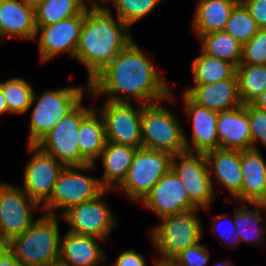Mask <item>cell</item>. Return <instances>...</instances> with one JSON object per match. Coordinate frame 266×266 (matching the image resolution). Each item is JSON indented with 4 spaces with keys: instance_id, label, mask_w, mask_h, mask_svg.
I'll return each instance as SVG.
<instances>
[{
    "instance_id": "obj_14",
    "label": "cell",
    "mask_w": 266,
    "mask_h": 266,
    "mask_svg": "<svg viewBox=\"0 0 266 266\" xmlns=\"http://www.w3.org/2000/svg\"><path fill=\"white\" fill-rule=\"evenodd\" d=\"M28 149L33 156L24 171L23 190L41 206L51 197L65 165L43 152L37 145H28Z\"/></svg>"
},
{
    "instance_id": "obj_1",
    "label": "cell",
    "mask_w": 266,
    "mask_h": 266,
    "mask_svg": "<svg viewBox=\"0 0 266 266\" xmlns=\"http://www.w3.org/2000/svg\"><path fill=\"white\" fill-rule=\"evenodd\" d=\"M134 40L89 82V93L108 94L106 101L139 104L173 101L168 83L157 73L151 61ZM124 94V96L122 95ZM125 97V98H124Z\"/></svg>"
},
{
    "instance_id": "obj_46",
    "label": "cell",
    "mask_w": 266,
    "mask_h": 266,
    "mask_svg": "<svg viewBox=\"0 0 266 266\" xmlns=\"http://www.w3.org/2000/svg\"><path fill=\"white\" fill-rule=\"evenodd\" d=\"M101 1V0H100ZM112 2L113 6L115 5V3L118 1V0H102V2Z\"/></svg>"
},
{
    "instance_id": "obj_30",
    "label": "cell",
    "mask_w": 266,
    "mask_h": 266,
    "mask_svg": "<svg viewBox=\"0 0 266 266\" xmlns=\"http://www.w3.org/2000/svg\"><path fill=\"white\" fill-rule=\"evenodd\" d=\"M236 75L243 105L253 103L266 90V65L239 64Z\"/></svg>"
},
{
    "instance_id": "obj_23",
    "label": "cell",
    "mask_w": 266,
    "mask_h": 266,
    "mask_svg": "<svg viewBox=\"0 0 266 266\" xmlns=\"http://www.w3.org/2000/svg\"><path fill=\"white\" fill-rule=\"evenodd\" d=\"M209 171L234 198L241 192V151L218 148L205 154Z\"/></svg>"
},
{
    "instance_id": "obj_45",
    "label": "cell",
    "mask_w": 266,
    "mask_h": 266,
    "mask_svg": "<svg viewBox=\"0 0 266 266\" xmlns=\"http://www.w3.org/2000/svg\"><path fill=\"white\" fill-rule=\"evenodd\" d=\"M219 265H222V266H232L229 262H220L219 264L216 263V266H219Z\"/></svg>"
},
{
    "instance_id": "obj_25",
    "label": "cell",
    "mask_w": 266,
    "mask_h": 266,
    "mask_svg": "<svg viewBox=\"0 0 266 266\" xmlns=\"http://www.w3.org/2000/svg\"><path fill=\"white\" fill-rule=\"evenodd\" d=\"M240 0H198L193 21L197 35L223 31L230 13Z\"/></svg>"
},
{
    "instance_id": "obj_33",
    "label": "cell",
    "mask_w": 266,
    "mask_h": 266,
    "mask_svg": "<svg viewBox=\"0 0 266 266\" xmlns=\"http://www.w3.org/2000/svg\"><path fill=\"white\" fill-rule=\"evenodd\" d=\"M259 29L248 9L239 1L231 11L223 31L231 35L241 45H244Z\"/></svg>"
},
{
    "instance_id": "obj_43",
    "label": "cell",
    "mask_w": 266,
    "mask_h": 266,
    "mask_svg": "<svg viewBox=\"0 0 266 266\" xmlns=\"http://www.w3.org/2000/svg\"><path fill=\"white\" fill-rule=\"evenodd\" d=\"M155 266H180L173 259L159 258L154 261Z\"/></svg>"
},
{
    "instance_id": "obj_12",
    "label": "cell",
    "mask_w": 266,
    "mask_h": 266,
    "mask_svg": "<svg viewBox=\"0 0 266 266\" xmlns=\"http://www.w3.org/2000/svg\"><path fill=\"white\" fill-rule=\"evenodd\" d=\"M103 118L106 140L136 149L142 146V104L135 109L131 102L106 101L100 112Z\"/></svg>"
},
{
    "instance_id": "obj_24",
    "label": "cell",
    "mask_w": 266,
    "mask_h": 266,
    "mask_svg": "<svg viewBox=\"0 0 266 266\" xmlns=\"http://www.w3.org/2000/svg\"><path fill=\"white\" fill-rule=\"evenodd\" d=\"M136 148L106 142L99 158L104 167L100 183L105 190H117L124 181L132 164Z\"/></svg>"
},
{
    "instance_id": "obj_38",
    "label": "cell",
    "mask_w": 266,
    "mask_h": 266,
    "mask_svg": "<svg viewBox=\"0 0 266 266\" xmlns=\"http://www.w3.org/2000/svg\"><path fill=\"white\" fill-rule=\"evenodd\" d=\"M260 29L266 28V0H240Z\"/></svg>"
},
{
    "instance_id": "obj_44",
    "label": "cell",
    "mask_w": 266,
    "mask_h": 266,
    "mask_svg": "<svg viewBox=\"0 0 266 266\" xmlns=\"http://www.w3.org/2000/svg\"><path fill=\"white\" fill-rule=\"evenodd\" d=\"M6 112H8V108H7L6 101H5V98L3 96V93L0 87V115Z\"/></svg>"
},
{
    "instance_id": "obj_40",
    "label": "cell",
    "mask_w": 266,
    "mask_h": 266,
    "mask_svg": "<svg viewBox=\"0 0 266 266\" xmlns=\"http://www.w3.org/2000/svg\"><path fill=\"white\" fill-rule=\"evenodd\" d=\"M226 218H229V216H227L226 214H221V215H218V217L212 222V224H214V225H212V230L211 231H215L217 228H216V224H219L218 223V221H222V220H224V219H226ZM230 224H231V227H232V230H231V228H229L228 230H226L224 233L222 232V234H221V239L222 240H226L229 236L228 235H231V234H233V238L235 237V240L237 241V242H239V241H241V239H240V236H239V234H238V232H237V230H236V228H235V224H234V220H233V218H231L230 217ZM234 230V231H233ZM233 232V233H232ZM231 233V234H230ZM232 237V236H231Z\"/></svg>"
},
{
    "instance_id": "obj_47",
    "label": "cell",
    "mask_w": 266,
    "mask_h": 266,
    "mask_svg": "<svg viewBox=\"0 0 266 266\" xmlns=\"http://www.w3.org/2000/svg\"><path fill=\"white\" fill-rule=\"evenodd\" d=\"M31 4L35 5L36 3L42 1V0H28Z\"/></svg>"
},
{
    "instance_id": "obj_21",
    "label": "cell",
    "mask_w": 266,
    "mask_h": 266,
    "mask_svg": "<svg viewBox=\"0 0 266 266\" xmlns=\"http://www.w3.org/2000/svg\"><path fill=\"white\" fill-rule=\"evenodd\" d=\"M0 27L4 37L35 40V6L28 0H0Z\"/></svg>"
},
{
    "instance_id": "obj_37",
    "label": "cell",
    "mask_w": 266,
    "mask_h": 266,
    "mask_svg": "<svg viewBox=\"0 0 266 266\" xmlns=\"http://www.w3.org/2000/svg\"><path fill=\"white\" fill-rule=\"evenodd\" d=\"M210 259L209 251L200 242L177 254L173 260L180 266H205Z\"/></svg>"
},
{
    "instance_id": "obj_42",
    "label": "cell",
    "mask_w": 266,
    "mask_h": 266,
    "mask_svg": "<svg viewBox=\"0 0 266 266\" xmlns=\"http://www.w3.org/2000/svg\"><path fill=\"white\" fill-rule=\"evenodd\" d=\"M252 104L260 109L266 110V90L261 93Z\"/></svg>"
},
{
    "instance_id": "obj_34",
    "label": "cell",
    "mask_w": 266,
    "mask_h": 266,
    "mask_svg": "<svg viewBox=\"0 0 266 266\" xmlns=\"http://www.w3.org/2000/svg\"><path fill=\"white\" fill-rule=\"evenodd\" d=\"M162 0H118L114 7L117 17L129 28L137 21L141 20Z\"/></svg>"
},
{
    "instance_id": "obj_15",
    "label": "cell",
    "mask_w": 266,
    "mask_h": 266,
    "mask_svg": "<svg viewBox=\"0 0 266 266\" xmlns=\"http://www.w3.org/2000/svg\"><path fill=\"white\" fill-rule=\"evenodd\" d=\"M83 14L63 19L50 25H36L39 37V54L41 62H45L60 53H75L80 40Z\"/></svg>"
},
{
    "instance_id": "obj_16",
    "label": "cell",
    "mask_w": 266,
    "mask_h": 266,
    "mask_svg": "<svg viewBox=\"0 0 266 266\" xmlns=\"http://www.w3.org/2000/svg\"><path fill=\"white\" fill-rule=\"evenodd\" d=\"M142 204L160 219L197 208L189 200L181 180L172 170L161 177L143 198Z\"/></svg>"
},
{
    "instance_id": "obj_13",
    "label": "cell",
    "mask_w": 266,
    "mask_h": 266,
    "mask_svg": "<svg viewBox=\"0 0 266 266\" xmlns=\"http://www.w3.org/2000/svg\"><path fill=\"white\" fill-rule=\"evenodd\" d=\"M107 191L111 190H104L96 198L75 205L60 216L70 225L68 232L106 241L116 224L113 213L102 199Z\"/></svg>"
},
{
    "instance_id": "obj_49",
    "label": "cell",
    "mask_w": 266,
    "mask_h": 266,
    "mask_svg": "<svg viewBox=\"0 0 266 266\" xmlns=\"http://www.w3.org/2000/svg\"><path fill=\"white\" fill-rule=\"evenodd\" d=\"M0 262H1V243H0Z\"/></svg>"
},
{
    "instance_id": "obj_39",
    "label": "cell",
    "mask_w": 266,
    "mask_h": 266,
    "mask_svg": "<svg viewBox=\"0 0 266 266\" xmlns=\"http://www.w3.org/2000/svg\"><path fill=\"white\" fill-rule=\"evenodd\" d=\"M113 266H147L144 256L134 250H126L115 260Z\"/></svg>"
},
{
    "instance_id": "obj_3",
    "label": "cell",
    "mask_w": 266,
    "mask_h": 266,
    "mask_svg": "<svg viewBox=\"0 0 266 266\" xmlns=\"http://www.w3.org/2000/svg\"><path fill=\"white\" fill-rule=\"evenodd\" d=\"M56 216L43 214L21 235L8 242L23 266H53L59 262L60 235Z\"/></svg>"
},
{
    "instance_id": "obj_8",
    "label": "cell",
    "mask_w": 266,
    "mask_h": 266,
    "mask_svg": "<svg viewBox=\"0 0 266 266\" xmlns=\"http://www.w3.org/2000/svg\"><path fill=\"white\" fill-rule=\"evenodd\" d=\"M161 102L142 105L141 129L143 148L177 155L186 151L184 132L179 120Z\"/></svg>"
},
{
    "instance_id": "obj_28",
    "label": "cell",
    "mask_w": 266,
    "mask_h": 266,
    "mask_svg": "<svg viewBox=\"0 0 266 266\" xmlns=\"http://www.w3.org/2000/svg\"><path fill=\"white\" fill-rule=\"evenodd\" d=\"M34 6L36 25H50L84 14L88 5L85 0H42Z\"/></svg>"
},
{
    "instance_id": "obj_27",
    "label": "cell",
    "mask_w": 266,
    "mask_h": 266,
    "mask_svg": "<svg viewBox=\"0 0 266 266\" xmlns=\"http://www.w3.org/2000/svg\"><path fill=\"white\" fill-rule=\"evenodd\" d=\"M195 84H210L232 78L236 74V66L228 61L205 54L195 57L190 64Z\"/></svg>"
},
{
    "instance_id": "obj_6",
    "label": "cell",
    "mask_w": 266,
    "mask_h": 266,
    "mask_svg": "<svg viewBox=\"0 0 266 266\" xmlns=\"http://www.w3.org/2000/svg\"><path fill=\"white\" fill-rule=\"evenodd\" d=\"M94 168L95 164L65 166L58 177L51 197L41 206L42 213L57 216L54 214L55 209L63 208L62 215L71 207L94 199L101 194L105 189L100 180L79 172Z\"/></svg>"
},
{
    "instance_id": "obj_7",
    "label": "cell",
    "mask_w": 266,
    "mask_h": 266,
    "mask_svg": "<svg viewBox=\"0 0 266 266\" xmlns=\"http://www.w3.org/2000/svg\"><path fill=\"white\" fill-rule=\"evenodd\" d=\"M198 208L162 218L151 228L153 245L163 259H173L186 248L200 242L202 225L196 215Z\"/></svg>"
},
{
    "instance_id": "obj_32",
    "label": "cell",
    "mask_w": 266,
    "mask_h": 266,
    "mask_svg": "<svg viewBox=\"0 0 266 266\" xmlns=\"http://www.w3.org/2000/svg\"><path fill=\"white\" fill-rule=\"evenodd\" d=\"M0 87L8 112L23 114L30 109L34 90L26 80L11 78L4 83L0 82Z\"/></svg>"
},
{
    "instance_id": "obj_10",
    "label": "cell",
    "mask_w": 266,
    "mask_h": 266,
    "mask_svg": "<svg viewBox=\"0 0 266 266\" xmlns=\"http://www.w3.org/2000/svg\"><path fill=\"white\" fill-rule=\"evenodd\" d=\"M42 209L21 187L0 183V243L23 234L35 221L32 210Z\"/></svg>"
},
{
    "instance_id": "obj_18",
    "label": "cell",
    "mask_w": 266,
    "mask_h": 266,
    "mask_svg": "<svg viewBox=\"0 0 266 266\" xmlns=\"http://www.w3.org/2000/svg\"><path fill=\"white\" fill-rule=\"evenodd\" d=\"M184 92L193 102L209 110L222 112L242 106L239 95L238 78H232L210 84H193Z\"/></svg>"
},
{
    "instance_id": "obj_2",
    "label": "cell",
    "mask_w": 266,
    "mask_h": 266,
    "mask_svg": "<svg viewBox=\"0 0 266 266\" xmlns=\"http://www.w3.org/2000/svg\"><path fill=\"white\" fill-rule=\"evenodd\" d=\"M96 1L87 6L75 58L88 71L89 82L133 40L130 28Z\"/></svg>"
},
{
    "instance_id": "obj_11",
    "label": "cell",
    "mask_w": 266,
    "mask_h": 266,
    "mask_svg": "<svg viewBox=\"0 0 266 266\" xmlns=\"http://www.w3.org/2000/svg\"><path fill=\"white\" fill-rule=\"evenodd\" d=\"M171 170L181 180L189 200L197 208H208L214 185L205 154L185 151L173 155Z\"/></svg>"
},
{
    "instance_id": "obj_36",
    "label": "cell",
    "mask_w": 266,
    "mask_h": 266,
    "mask_svg": "<svg viewBox=\"0 0 266 266\" xmlns=\"http://www.w3.org/2000/svg\"><path fill=\"white\" fill-rule=\"evenodd\" d=\"M249 116L250 131L252 138V149L258 150L256 145L259 140L266 146V110L251 104H246Z\"/></svg>"
},
{
    "instance_id": "obj_20",
    "label": "cell",
    "mask_w": 266,
    "mask_h": 266,
    "mask_svg": "<svg viewBox=\"0 0 266 266\" xmlns=\"http://www.w3.org/2000/svg\"><path fill=\"white\" fill-rule=\"evenodd\" d=\"M94 236L78 235L71 232L65 233L60 239V254L58 264L61 266H98L105 265L106 256L99 247Z\"/></svg>"
},
{
    "instance_id": "obj_4",
    "label": "cell",
    "mask_w": 266,
    "mask_h": 266,
    "mask_svg": "<svg viewBox=\"0 0 266 266\" xmlns=\"http://www.w3.org/2000/svg\"><path fill=\"white\" fill-rule=\"evenodd\" d=\"M82 101L50 130L36 145L65 166H87L78 145L81 122L94 110L85 108Z\"/></svg>"
},
{
    "instance_id": "obj_26",
    "label": "cell",
    "mask_w": 266,
    "mask_h": 266,
    "mask_svg": "<svg viewBox=\"0 0 266 266\" xmlns=\"http://www.w3.org/2000/svg\"><path fill=\"white\" fill-rule=\"evenodd\" d=\"M78 136V145L82 156L90 164H96V159L104 150L107 142L102 116L97 117L96 111L93 110L81 122Z\"/></svg>"
},
{
    "instance_id": "obj_48",
    "label": "cell",
    "mask_w": 266,
    "mask_h": 266,
    "mask_svg": "<svg viewBox=\"0 0 266 266\" xmlns=\"http://www.w3.org/2000/svg\"><path fill=\"white\" fill-rule=\"evenodd\" d=\"M3 37L4 36V34H3V32H2V30H1V27H0V37Z\"/></svg>"
},
{
    "instance_id": "obj_41",
    "label": "cell",
    "mask_w": 266,
    "mask_h": 266,
    "mask_svg": "<svg viewBox=\"0 0 266 266\" xmlns=\"http://www.w3.org/2000/svg\"><path fill=\"white\" fill-rule=\"evenodd\" d=\"M0 266H23L10 252L8 244L1 243Z\"/></svg>"
},
{
    "instance_id": "obj_5",
    "label": "cell",
    "mask_w": 266,
    "mask_h": 266,
    "mask_svg": "<svg viewBox=\"0 0 266 266\" xmlns=\"http://www.w3.org/2000/svg\"><path fill=\"white\" fill-rule=\"evenodd\" d=\"M82 98L81 86L46 90L39 97L34 93L31 106L36 103L31 114L28 145H36Z\"/></svg>"
},
{
    "instance_id": "obj_31",
    "label": "cell",
    "mask_w": 266,
    "mask_h": 266,
    "mask_svg": "<svg viewBox=\"0 0 266 266\" xmlns=\"http://www.w3.org/2000/svg\"><path fill=\"white\" fill-rule=\"evenodd\" d=\"M256 207L257 210L249 208L247 206H240L234 213L235 228L240 236L241 241L251 242L256 241V244H260L263 240L264 231L260 227V222H263L261 216V209L266 210L265 203H248ZM250 231V232H249ZM249 232V233H248ZM260 241V242H259Z\"/></svg>"
},
{
    "instance_id": "obj_35",
    "label": "cell",
    "mask_w": 266,
    "mask_h": 266,
    "mask_svg": "<svg viewBox=\"0 0 266 266\" xmlns=\"http://www.w3.org/2000/svg\"><path fill=\"white\" fill-rule=\"evenodd\" d=\"M240 64L266 65V28L243 45Z\"/></svg>"
},
{
    "instance_id": "obj_9",
    "label": "cell",
    "mask_w": 266,
    "mask_h": 266,
    "mask_svg": "<svg viewBox=\"0 0 266 266\" xmlns=\"http://www.w3.org/2000/svg\"><path fill=\"white\" fill-rule=\"evenodd\" d=\"M173 155L165 151L136 150L128 173L118 187L131 201H142L154 185L171 170Z\"/></svg>"
},
{
    "instance_id": "obj_19",
    "label": "cell",
    "mask_w": 266,
    "mask_h": 266,
    "mask_svg": "<svg viewBox=\"0 0 266 266\" xmlns=\"http://www.w3.org/2000/svg\"><path fill=\"white\" fill-rule=\"evenodd\" d=\"M217 133L219 148L240 151L252 149L246 104L235 109L218 112Z\"/></svg>"
},
{
    "instance_id": "obj_17",
    "label": "cell",
    "mask_w": 266,
    "mask_h": 266,
    "mask_svg": "<svg viewBox=\"0 0 266 266\" xmlns=\"http://www.w3.org/2000/svg\"><path fill=\"white\" fill-rule=\"evenodd\" d=\"M185 112L192 119V146L184 134L186 151L206 154L219 148L217 133L218 112L207 109L193 102L183 94Z\"/></svg>"
},
{
    "instance_id": "obj_29",
    "label": "cell",
    "mask_w": 266,
    "mask_h": 266,
    "mask_svg": "<svg viewBox=\"0 0 266 266\" xmlns=\"http://www.w3.org/2000/svg\"><path fill=\"white\" fill-rule=\"evenodd\" d=\"M201 40V50L218 59L234 64L236 67L242 59V47L236 39L224 31L198 35Z\"/></svg>"
},
{
    "instance_id": "obj_22",
    "label": "cell",
    "mask_w": 266,
    "mask_h": 266,
    "mask_svg": "<svg viewBox=\"0 0 266 266\" xmlns=\"http://www.w3.org/2000/svg\"><path fill=\"white\" fill-rule=\"evenodd\" d=\"M242 186L235 199L266 204V161L259 150L241 151Z\"/></svg>"
}]
</instances>
